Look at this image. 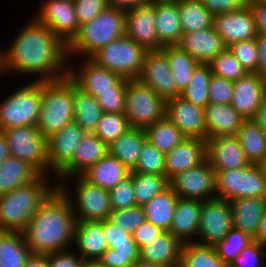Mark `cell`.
<instances>
[{
	"label": "cell",
	"instance_id": "e575fe53",
	"mask_svg": "<svg viewBox=\"0 0 266 267\" xmlns=\"http://www.w3.org/2000/svg\"><path fill=\"white\" fill-rule=\"evenodd\" d=\"M236 136L250 164H260L266 158V133L254 119L244 120Z\"/></svg>",
	"mask_w": 266,
	"mask_h": 267
},
{
	"label": "cell",
	"instance_id": "9a60e30c",
	"mask_svg": "<svg viewBox=\"0 0 266 267\" xmlns=\"http://www.w3.org/2000/svg\"><path fill=\"white\" fill-rule=\"evenodd\" d=\"M40 8L35 18L68 45L80 29L74 0H46Z\"/></svg>",
	"mask_w": 266,
	"mask_h": 267
},
{
	"label": "cell",
	"instance_id": "f907efd6",
	"mask_svg": "<svg viewBox=\"0 0 266 267\" xmlns=\"http://www.w3.org/2000/svg\"><path fill=\"white\" fill-rule=\"evenodd\" d=\"M247 73H258V46L256 38L228 46Z\"/></svg>",
	"mask_w": 266,
	"mask_h": 267
},
{
	"label": "cell",
	"instance_id": "484cf974",
	"mask_svg": "<svg viewBox=\"0 0 266 267\" xmlns=\"http://www.w3.org/2000/svg\"><path fill=\"white\" fill-rule=\"evenodd\" d=\"M203 201L178 198L169 232L182 243L195 242L200 223ZM193 238V239H192Z\"/></svg>",
	"mask_w": 266,
	"mask_h": 267
},
{
	"label": "cell",
	"instance_id": "db71d44e",
	"mask_svg": "<svg viewBox=\"0 0 266 267\" xmlns=\"http://www.w3.org/2000/svg\"><path fill=\"white\" fill-rule=\"evenodd\" d=\"M266 256V245L252 241L237 255L229 267H266L262 257Z\"/></svg>",
	"mask_w": 266,
	"mask_h": 267
},
{
	"label": "cell",
	"instance_id": "4dcf8cb0",
	"mask_svg": "<svg viewBox=\"0 0 266 267\" xmlns=\"http://www.w3.org/2000/svg\"><path fill=\"white\" fill-rule=\"evenodd\" d=\"M207 138L236 135L245 120L231 104L209 103L205 107Z\"/></svg>",
	"mask_w": 266,
	"mask_h": 267
},
{
	"label": "cell",
	"instance_id": "f35d334b",
	"mask_svg": "<svg viewBox=\"0 0 266 267\" xmlns=\"http://www.w3.org/2000/svg\"><path fill=\"white\" fill-rule=\"evenodd\" d=\"M144 130L147 141L164 154L169 153L186 139V136L167 116L147 126Z\"/></svg>",
	"mask_w": 266,
	"mask_h": 267
},
{
	"label": "cell",
	"instance_id": "753ad0ef",
	"mask_svg": "<svg viewBox=\"0 0 266 267\" xmlns=\"http://www.w3.org/2000/svg\"><path fill=\"white\" fill-rule=\"evenodd\" d=\"M79 267H102L98 261L83 260Z\"/></svg>",
	"mask_w": 266,
	"mask_h": 267
},
{
	"label": "cell",
	"instance_id": "6125c7cd",
	"mask_svg": "<svg viewBox=\"0 0 266 267\" xmlns=\"http://www.w3.org/2000/svg\"><path fill=\"white\" fill-rule=\"evenodd\" d=\"M161 232H163V230H161L159 227H156L151 222L144 221L137 229L133 231L132 237L140 250L159 234H161Z\"/></svg>",
	"mask_w": 266,
	"mask_h": 267
},
{
	"label": "cell",
	"instance_id": "94428289",
	"mask_svg": "<svg viewBox=\"0 0 266 267\" xmlns=\"http://www.w3.org/2000/svg\"><path fill=\"white\" fill-rule=\"evenodd\" d=\"M138 259L139 256H121L108 248L97 261L102 267H132Z\"/></svg>",
	"mask_w": 266,
	"mask_h": 267
},
{
	"label": "cell",
	"instance_id": "d4e9b609",
	"mask_svg": "<svg viewBox=\"0 0 266 267\" xmlns=\"http://www.w3.org/2000/svg\"><path fill=\"white\" fill-rule=\"evenodd\" d=\"M108 144L94 133L86 132L77 145L73 159L57 174L62 181L70 176H78L88 167L108 154ZM62 179V180H61Z\"/></svg>",
	"mask_w": 266,
	"mask_h": 267
},
{
	"label": "cell",
	"instance_id": "681fc988",
	"mask_svg": "<svg viewBox=\"0 0 266 267\" xmlns=\"http://www.w3.org/2000/svg\"><path fill=\"white\" fill-rule=\"evenodd\" d=\"M131 172L165 175V154L146 140L142 145L137 164Z\"/></svg>",
	"mask_w": 266,
	"mask_h": 267
},
{
	"label": "cell",
	"instance_id": "b9f144b4",
	"mask_svg": "<svg viewBox=\"0 0 266 267\" xmlns=\"http://www.w3.org/2000/svg\"><path fill=\"white\" fill-rule=\"evenodd\" d=\"M179 267H229L216 253L213 246L195 242L183 243Z\"/></svg>",
	"mask_w": 266,
	"mask_h": 267
},
{
	"label": "cell",
	"instance_id": "7bdbcfd3",
	"mask_svg": "<svg viewBox=\"0 0 266 267\" xmlns=\"http://www.w3.org/2000/svg\"><path fill=\"white\" fill-rule=\"evenodd\" d=\"M208 63H198L194 68L187 88L179 95L196 106L205 108L209 104L208 88L211 80Z\"/></svg>",
	"mask_w": 266,
	"mask_h": 267
},
{
	"label": "cell",
	"instance_id": "89a4df30",
	"mask_svg": "<svg viewBox=\"0 0 266 267\" xmlns=\"http://www.w3.org/2000/svg\"><path fill=\"white\" fill-rule=\"evenodd\" d=\"M254 121L263 129L266 133V98L262 103V106L258 109Z\"/></svg>",
	"mask_w": 266,
	"mask_h": 267
},
{
	"label": "cell",
	"instance_id": "60d3db41",
	"mask_svg": "<svg viewBox=\"0 0 266 267\" xmlns=\"http://www.w3.org/2000/svg\"><path fill=\"white\" fill-rule=\"evenodd\" d=\"M183 33L213 26V15L199 0H178Z\"/></svg>",
	"mask_w": 266,
	"mask_h": 267
},
{
	"label": "cell",
	"instance_id": "83f0119b",
	"mask_svg": "<svg viewBox=\"0 0 266 267\" xmlns=\"http://www.w3.org/2000/svg\"><path fill=\"white\" fill-rule=\"evenodd\" d=\"M74 245L83 260L97 261L109 248L103 233V221H77Z\"/></svg>",
	"mask_w": 266,
	"mask_h": 267
},
{
	"label": "cell",
	"instance_id": "c3c4849f",
	"mask_svg": "<svg viewBox=\"0 0 266 267\" xmlns=\"http://www.w3.org/2000/svg\"><path fill=\"white\" fill-rule=\"evenodd\" d=\"M208 64L213 75L231 81H236L247 73L228 47H226Z\"/></svg>",
	"mask_w": 266,
	"mask_h": 267
},
{
	"label": "cell",
	"instance_id": "3957f363",
	"mask_svg": "<svg viewBox=\"0 0 266 267\" xmlns=\"http://www.w3.org/2000/svg\"><path fill=\"white\" fill-rule=\"evenodd\" d=\"M45 177L40 174L31 183L0 195V231L22 232L25 229L40 205L57 188Z\"/></svg>",
	"mask_w": 266,
	"mask_h": 267
},
{
	"label": "cell",
	"instance_id": "9f6ffc18",
	"mask_svg": "<svg viewBox=\"0 0 266 267\" xmlns=\"http://www.w3.org/2000/svg\"><path fill=\"white\" fill-rule=\"evenodd\" d=\"M126 87H113V90L100 92L95 98L103 113H123Z\"/></svg>",
	"mask_w": 266,
	"mask_h": 267
},
{
	"label": "cell",
	"instance_id": "e0dca14e",
	"mask_svg": "<svg viewBox=\"0 0 266 267\" xmlns=\"http://www.w3.org/2000/svg\"><path fill=\"white\" fill-rule=\"evenodd\" d=\"M125 35L146 50L161 49L155 23V0L125 11Z\"/></svg>",
	"mask_w": 266,
	"mask_h": 267
},
{
	"label": "cell",
	"instance_id": "8c879c8a",
	"mask_svg": "<svg viewBox=\"0 0 266 267\" xmlns=\"http://www.w3.org/2000/svg\"><path fill=\"white\" fill-rule=\"evenodd\" d=\"M132 267H161L158 265H155L153 263L138 259L133 265Z\"/></svg>",
	"mask_w": 266,
	"mask_h": 267
},
{
	"label": "cell",
	"instance_id": "7c38bea8",
	"mask_svg": "<svg viewBox=\"0 0 266 267\" xmlns=\"http://www.w3.org/2000/svg\"><path fill=\"white\" fill-rule=\"evenodd\" d=\"M168 184L178 198L201 201L216 198L215 171L208 159L171 177Z\"/></svg>",
	"mask_w": 266,
	"mask_h": 267
},
{
	"label": "cell",
	"instance_id": "bcb514c9",
	"mask_svg": "<svg viewBox=\"0 0 266 267\" xmlns=\"http://www.w3.org/2000/svg\"><path fill=\"white\" fill-rule=\"evenodd\" d=\"M253 238L242 230L232 228L222 241L213 247L217 256L226 264L230 265L234 258L251 242Z\"/></svg>",
	"mask_w": 266,
	"mask_h": 267
},
{
	"label": "cell",
	"instance_id": "ffe728a7",
	"mask_svg": "<svg viewBox=\"0 0 266 267\" xmlns=\"http://www.w3.org/2000/svg\"><path fill=\"white\" fill-rule=\"evenodd\" d=\"M85 131L74 120L47 138L49 170L56 175L73 159Z\"/></svg>",
	"mask_w": 266,
	"mask_h": 267
},
{
	"label": "cell",
	"instance_id": "7a4b0ae2",
	"mask_svg": "<svg viewBox=\"0 0 266 267\" xmlns=\"http://www.w3.org/2000/svg\"><path fill=\"white\" fill-rule=\"evenodd\" d=\"M76 225L70 202L57 187L40 205L22 234L31 253L48 254L70 250Z\"/></svg>",
	"mask_w": 266,
	"mask_h": 267
},
{
	"label": "cell",
	"instance_id": "f6af8a7d",
	"mask_svg": "<svg viewBox=\"0 0 266 267\" xmlns=\"http://www.w3.org/2000/svg\"><path fill=\"white\" fill-rule=\"evenodd\" d=\"M103 233L108 247L116 250V254L121 256H139V248L132 234L125 229L106 219L103 221Z\"/></svg>",
	"mask_w": 266,
	"mask_h": 267
},
{
	"label": "cell",
	"instance_id": "74e56055",
	"mask_svg": "<svg viewBox=\"0 0 266 267\" xmlns=\"http://www.w3.org/2000/svg\"><path fill=\"white\" fill-rule=\"evenodd\" d=\"M30 254L22 232L0 231V267H24Z\"/></svg>",
	"mask_w": 266,
	"mask_h": 267
},
{
	"label": "cell",
	"instance_id": "4316f807",
	"mask_svg": "<svg viewBox=\"0 0 266 267\" xmlns=\"http://www.w3.org/2000/svg\"><path fill=\"white\" fill-rule=\"evenodd\" d=\"M183 243L169 231H163L139 250V259L161 267H179Z\"/></svg>",
	"mask_w": 266,
	"mask_h": 267
},
{
	"label": "cell",
	"instance_id": "11e5206c",
	"mask_svg": "<svg viewBox=\"0 0 266 267\" xmlns=\"http://www.w3.org/2000/svg\"><path fill=\"white\" fill-rule=\"evenodd\" d=\"M259 165L261 166L266 179V158Z\"/></svg>",
	"mask_w": 266,
	"mask_h": 267
},
{
	"label": "cell",
	"instance_id": "6f0895ef",
	"mask_svg": "<svg viewBox=\"0 0 266 267\" xmlns=\"http://www.w3.org/2000/svg\"><path fill=\"white\" fill-rule=\"evenodd\" d=\"M76 17L79 25L93 20L108 6V0H74Z\"/></svg>",
	"mask_w": 266,
	"mask_h": 267
},
{
	"label": "cell",
	"instance_id": "d6986e66",
	"mask_svg": "<svg viewBox=\"0 0 266 267\" xmlns=\"http://www.w3.org/2000/svg\"><path fill=\"white\" fill-rule=\"evenodd\" d=\"M166 116L186 137L207 140L205 108L177 96L166 100Z\"/></svg>",
	"mask_w": 266,
	"mask_h": 267
},
{
	"label": "cell",
	"instance_id": "ac0fdd59",
	"mask_svg": "<svg viewBox=\"0 0 266 267\" xmlns=\"http://www.w3.org/2000/svg\"><path fill=\"white\" fill-rule=\"evenodd\" d=\"M266 98V77L258 73H246L233 81L231 105L245 119H254Z\"/></svg>",
	"mask_w": 266,
	"mask_h": 267
},
{
	"label": "cell",
	"instance_id": "4fadbf2b",
	"mask_svg": "<svg viewBox=\"0 0 266 267\" xmlns=\"http://www.w3.org/2000/svg\"><path fill=\"white\" fill-rule=\"evenodd\" d=\"M233 228L230 204L225 199L204 200L195 243L214 246ZM200 240V241H199Z\"/></svg>",
	"mask_w": 266,
	"mask_h": 267
},
{
	"label": "cell",
	"instance_id": "8fae6325",
	"mask_svg": "<svg viewBox=\"0 0 266 267\" xmlns=\"http://www.w3.org/2000/svg\"><path fill=\"white\" fill-rule=\"evenodd\" d=\"M3 133L7 140L10 156L28 162L40 174L48 175L50 173L47 138L41 134L37 126L8 128L3 130Z\"/></svg>",
	"mask_w": 266,
	"mask_h": 267
},
{
	"label": "cell",
	"instance_id": "6da1fadb",
	"mask_svg": "<svg viewBox=\"0 0 266 267\" xmlns=\"http://www.w3.org/2000/svg\"><path fill=\"white\" fill-rule=\"evenodd\" d=\"M26 25L5 51L6 70L41 75L35 81L68 77L67 45L35 17Z\"/></svg>",
	"mask_w": 266,
	"mask_h": 267
},
{
	"label": "cell",
	"instance_id": "34e18365",
	"mask_svg": "<svg viewBox=\"0 0 266 267\" xmlns=\"http://www.w3.org/2000/svg\"><path fill=\"white\" fill-rule=\"evenodd\" d=\"M3 72L8 73L5 67V52H1L0 50V74H3Z\"/></svg>",
	"mask_w": 266,
	"mask_h": 267
},
{
	"label": "cell",
	"instance_id": "2e32d148",
	"mask_svg": "<svg viewBox=\"0 0 266 267\" xmlns=\"http://www.w3.org/2000/svg\"><path fill=\"white\" fill-rule=\"evenodd\" d=\"M80 65L81 69L76 70L75 67L72 68V65L68 64V78L77 88L94 97L102 91L113 90V87H126L127 85V79L97 65L90 58H84V62L81 61Z\"/></svg>",
	"mask_w": 266,
	"mask_h": 267
},
{
	"label": "cell",
	"instance_id": "2644e50d",
	"mask_svg": "<svg viewBox=\"0 0 266 267\" xmlns=\"http://www.w3.org/2000/svg\"><path fill=\"white\" fill-rule=\"evenodd\" d=\"M10 156L7 140L2 130H0V164Z\"/></svg>",
	"mask_w": 266,
	"mask_h": 267
},
{
	"label": "cell",
	"instance_id": "1f68e13d",
	"mask_svg": "<svg viewBox=\"0 0 266 267\" xmlns=\"http://www.w3.org/2000/svg\"><path fill=\"white\" fill-rule=\"evenodd\" d=\"M130 172L117 158L108 153L80 176L90 184L109 191L130 175Z\"/></svg>",
	"mask_w": 266,
	"mask_h": 267
},
{
	"label": "cell",
	"instance_id": "816d5d0a",
	"mask_svg": "<svg viewBox=\"0 0 266 267\" xmlns=\"http://www.w3.org/2000/svg\"><path fill=\"white\" fill-rule=\"evenodd\" d=\"M108 220L132 234L145 221V212L143 206L135 205L125 209L112 210Z\"/></svg>",
	"mask_w": 266,
	"mask_h": 267
},
{
	"label": "cell",
	"instance_id": "a7ac6f4b",
	"mask_svg": "<svg viewBox=\"0 0 266 267\" xmlns=\"http://www.w3.org/2000/svg\"><path fill=\"white\" fill-rule=\"evenodd\" d=\"M253 240L266 245V208L263 215L261 216L257 234L253 238Z\"/></svg>",
	"mask_w": 266,
	"mask_h": 267
},
{
	"label": "cell",
	"instance_id": "44dd1931",
	"mask_svg": "<svg viewBox=\"0 0 266 267\" xmlns=\"http://www.w3.org/2000/svg\"><path fill=\"white\" fill-rule=\"evenodd\" d=\"M213 26L226 47L258 36L253 14L248 5L239 10L214 16Z\"/></svg>",
	"mask_w": 266,
	"mask_h": 267
},
{
	"label": "cell",
	"instance_id": "52a82bcc",
	"mask_svg": "<svg viewBox=\"0 0 266 267\" xmlns=\"http://www.w3.org/2000/svg\"><path fill=\"white\" fill-rule=\"evenodd\" d=\"M123 113L130 127L145 129L166 116V100L138 79H127Z\"/></svg>",
	"mask_w": 266,
	"mask_h": 267
},
{
	"label": "cell",
	"instance_id": "d6a6232c",
	"mask_svg": "<svg viewBox=\"0 0 266 267\" xmlns=\"http://www.w3.org/2000/svg\"><path fill=\"white\" fill-rule=\"evenodd\" d=\"M146 133L142 128H129L124 134L108 144V153L117 158L129 171H132L138 161Z\"/></svg>",
	"mask_w": 266,
	"mask_h": 267
},
{
	"label": "cell",
	"instance_id": "03108f58",
	"mask_svg": "<svg viewBox=\"0 0 266 267\" xmlns=\"http://www.w3.org/2000/svg\"><path fill=\"white\" fill-rule=\"evenodd\" d=\"M150 0H108L109 6L127 11Z\"/></svg>",
	"mask_w": 266,
	"mask_h": 267
},
{
	"label": "cell",
	"instance_id": "d590c367",
	"mask_svg": "<svg viewBox=\"0 0 266 267\" xmlns=\"http://www.w3.org/2000/svg\"><path fill=\"white\" fill-rule=\"evenodd\" d=\"M178 196L168 186L143 206L145 221L151 222L163 231H169Z\"/></svg>",
	"mask_w": 266,
	"mask_h": 267
},
{
	"label": "cell",
	"instance_id": "836d02e7",
	"mask_svg": "<svg viewBox=\"0 0 266 267\" xmlns=\"http://www.w3.org/2000/svg\"><path fill=\"white\" fill-rule=\"evenodd\" d=\"M40 173L28 162L9 156L0 164V195L31 183Z\"/></svg>",
	"mask_w": 266,
	"mask_h": 267
},
{
	"label": "cell",
	"instance_id": "f1b7e54d",
	"mask_svg": "<svg viewBox=\"0 0 266 267\" xmlns=\"http://www.w3.org/2000/svg\"><path fill=\"white\" fill-rule=\"evenodd\" d=\"M155 23L159 42L176 45L183 34L178 0H155Z\"/></svg>",
	"mask_w": 266,
	"mask_h": 267
},
{
	"label": "cell",
	"instance_id": "11a10c76",
	"mask_svg": "<svg viewBox=\"0 0 266 267\" xmlns=\"http://www.w3.org/2000/svg\"><path fill=\"white\" fill-rule=\"evenodd\" d=\"M208 94L209 103L231 104L233 97V81L212 74Z\"/></svg>",
	"mask_w": 266,
	"mask_h": 267
},
{
	"label": "cell",
	"instance_id": "cb8c5ba5",
	"mask_svg": "<svg viewBox=\"0 0 266 267\" xmlns=\"http://www.w3.org/2000/svg\"><path fill=\"white\" fill-rule=\"evenodd\" d=\"M176 45L198 63H209L226 48L214 26L183 33Z\"/></svg>",
	"mask_w": 266,
	"mask_h": 267
},
{
	"label": "cell",
	"instance_id": "e7e4bbea",
	"mask_svg": "<svg viewBox=\"0 0 266 267\" xmlns=\"http://www.w3.org/2000/svg\"><path fill=\"white\" fill-rule=\"evenodd\" d=\"M258 46V74L266 77V34L256 37Z\"/></svg>",
	"mask_w": 266,
	"mask_h": 267
},
{
	"label": "cell",
	"instance_id": "5b68a950",
	"mask_svg": "<svg viewBox=\"0 0 266 267\" xmlns=\"http://www.w3.org/2000/svg\"><path fill=\"white\" fill-rule=\"evenodd\" d=\"M73 82L65 77L41 81V106L37 128L48 138L73 121Z\"/></svg>",
	"mask_w": 266,
	"mask_h": 267
},
{
	"label": "cell",
	"instance_id": "ee69618b",
	"mask_svg": "<svg viewBox=\"0 0 266 267\" xmlns=\"http://www.w3.org/2000/svg\"><path fill=\"white\" fill-rule=\"evenodd\" d=\"M133 186L136 205L144 206L154 196L165 190L169 184L165 175L133 172Z\"/></svg>",
	"mask_w": 266,
	"mask_h": 267
},
{
	"label": "cell",
	"instance_id": "ab89813d",
	"mask_svg": "<svg viewBox=\"0 0 266 267\" xmlns=\"http://www.w3.org/2000/svg\"><path fill=\"white\" fill-rule=\"evenodd\" d=\"M167 55L177 93L184 91L191 79L194 68L198 62L177 45H166L161 48Z\"/></svg>",
	"mask_w": 266,
	"mask_h": 267
},
{
	"label": "cell",
	"instance_id": "5bb4252c",
	"mask_svg": "<svg viewBox=\"0 0 266 267\" xmlns=\"http://www.w3.org/2000/svg\"><path fill=\"white\" fill-rule=\"evenodd\" d=\"M137 79L165 100L179 96L168 57L162 49L146 51Z\"/></svg>",
	"mask_w": 266,
	"mask_h": 267
},
{
	"label": "cell",
	"instance_id": "9c48e42d",
	"mask_svg": "<svg viewBox=\"0 0 266 267\" xmlns=\"http://www.w3.org/2000/svg\"><path fill=\"white\" fill-rule=\"evenodd\" d=\"M215 182L216 197L220 199L266 198L265 174L259 164L215 171Z\"/></svg>",
	"mask_w": 266,
	"mask_h": 267
},
{
	"label": "cell",
	"instance_id": "30bf717a",
	"mask_svg": "<svg viewBox=\"0 0 266 267\" xmlns=\"http://www.w3.org/2000/svg\"><path fill=\"white\" fill-rule=\"evenodd\" d=\"M70 178H72V180L77 179L75 184V197L70 193L71 191L66 188L68 186L65 183L66 181H63L61 185L57 183V187L68 198L77 221H104L108 219L112 211L109 191L90 184L80 175H78V178L70 176L65 178V180ZM71 198L74 199L72 200Z\"/></svg>",
	"mask_w": 266,
	"mask_h": 267
},
{
	"label": "cell",
	"instance_id": "f546056e",
	"mask_svg": "<svg viewBox=\"0 0 266 267\" xmlns=\"http://www.w3.org/2000/svg\"><path fill=\"white\" fill-rule=\"evenodd\" d=\"M228 202L233 227L254 238L266 208V198H236Z\"/></svg>",
	"mask_w": 266,
	"mask_h": 267
},
{
	"label": "cell",
	"instance_id": "ba28073f",
	"mask_svg": "<svg viewBox=\"0 0 266 267\" xmlns=\"http://www.w3.org/2000/svg\"><path fill=\"white\" fill-rule=\"evenodd\" d=\"M41 106V81L18 88L0 102V130L37 126Z\"/></svg>",
	"mask_w": 266,
	"mask_h": 267
},
{
	"label": "cell",
	"instance_id": "f5cc1de1",
	"mask_svg": "<svg viewBox=\"0 0 266 267\" xmlns=\"http://www.w3.org/2000/svg\"><path fill=\"white\" fill-rule=\"evenodd\" d=\"M112 210L125 209L136 205L133 186V172L109 190Z\"/></svg>",
	"mask_w": 266,
	"mask_h": 267
},
{
	"label": "cell",
	"instance_id": "8992f818",
	"mask_svg": "<svg viewBox=\"0 0 266 267\" xmlns=\"http://www.w3.org/2000/svg\"><path fill=\"white\" fill-rule=\"evenodd\" d=\"M146 49L126 35L100 48L90 59L125 79H137Z\"/></svg>",
	"mask_w": 266,
	"mask_h": 267
},
{
	"label": "cell",
	"instance_id": "91938a15",
	"mask_svg": "<svg viewBox=\"0 0 266 267\" xmlns=\"http://www.w3.org/2000/svg\"><path fill=\"white\" fill-rule=\"evenodd\" d=\"M213 15L239 10L248 5L249 0H199Z\"/></svg>",
	"mask_w": 266,
	"mask_h": 267
},
{
	"label": "cell",
	"instance_id": "be15d7a7",
	"mask_svg": "<svg viewBox=\"0 0 266 267\" xmlns=\"http://www.w3.org/2000/svg\"><path fill=\"white\" fill-rule=\"evenodd\" d=\"M255 26L258 34H266V2L262 0H249Z\"/></svg>",
	"mask_w": 266,
	"mask_h": 267
},
{
	"label": "cell",
	"instance_id": "003e7915",
	"mask_svg": "<svg viewBox=\"0 0 266 267\" xmlns=\"http://www.w3.org/2000/svg\"><path fill=\"white\" fill-rule=\"evenodd\" d=\"M24 267H48L47 254H33L27 258Z\"/></svg>",
	"mask_w": 266,
	"mask_h": 267
},
{
	"label": "cell",
	"instance_id": "7402d4cb",
	"mask_svg": "<svg viewBox=\"0 0 266 267\" xmlns=\"http://www.w3.org/2000/svg\"><path fill=\"white\" fill-rule=\"evenodd\" d=\"M207 159L214 171L245 168L250 165L236 135L207 138Z\"/></svg>",
	"mask_w": 266,
	"mask_h": 267
},
{
	"label": "cell",
	"instance_id": "7dc6e473",
	"mask_svg": "<svg viewBox=\"0 0 266 267\" xmlns=\"http://www.w3.org/2000/svg\"><path fill=\"white\" fill-rule=\"evenodd\" d=\"M129 128L131 127L124 113H103L93 133L110 144Z\"/></svg>",
	"mask_w": 266,
	"mask_h": 267
},
{
	"label": "cell",
	"instance_id": "603a6c76",
	"mask_svg": "<svg viewBox=\"0 0 266 267\" xmlns=\"http://www.w3.org/2000/svg\"><path fill=\"white\" fill-rule=\"evenodd\" d=\"M206 159V140L186 137L165 154V176L169 180L171 177L201 164Z\"/></svg>",
	"mask_w": 266,
	"mask_h": 267
},
{
	"label": "cell",
	"instance_id": "8d00e7d4",
	"mask_svg": "<svg viewBox=\"0 0 266 267\" xmlns=\"http://www.w3.org/2000/svg\"><path fill=\"white\" fill-rule=\"evenodd\" d=\"M73 120L81 126L85 132L93 133L103 114L96 98L85 93L73 83Z\"/></svg>",
	"mask_w": 266,
	"mask_h": 267
},
{
	"label": "cell",
	"instance_id": "680465c9",
	"mask_svg": "<svg viewBox=\"0 0 266 267\" xmlns=\"http://www.w3.org/2000/svg\"><path fill=\"white\" fill-rule=\"evenodd\" d=\"M64 250L47 254L48 267H79L83 261L80 255Z\"/></svg>",
	"mask_w": 266,
	"mask_h": 267
},
{
	"label": "cell",
	"instance_id": "277c9868",
	"mask_svg": "<svg viewBox=\"0 0 266 267\" xmlns=\"http://www.w3.org/2000/svg\"><path fill=\"white\" fill-rule=\"evenodd\" d=\"M125 11L108 6L90 22L80 26L67 45L68 58L76 54L90 58L100 48L125 35Z\"/></svg>",
	"mask_w": 266,
	"mask_h": 267
}]
</instances>
